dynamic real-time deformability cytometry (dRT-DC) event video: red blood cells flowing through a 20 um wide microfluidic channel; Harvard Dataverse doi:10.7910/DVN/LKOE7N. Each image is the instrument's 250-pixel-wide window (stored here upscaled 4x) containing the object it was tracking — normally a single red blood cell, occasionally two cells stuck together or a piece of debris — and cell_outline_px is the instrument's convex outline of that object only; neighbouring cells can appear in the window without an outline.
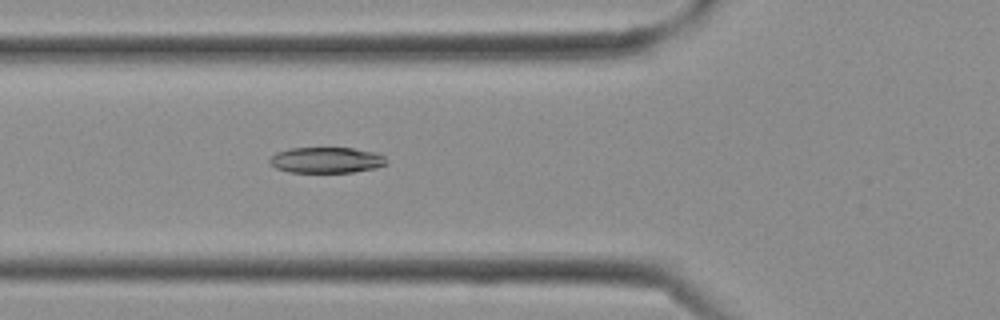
{"species": "Egyptian fruit bat (a non-hibernating species)", "species_latin": "Rousettus aegyptiacus", "temperature_condition": "cold", "stored_images_in_passage": 11, "camera_frame_rate_fps": 3000, "um_per_image_px": 0.085, "frame": {"image": 1, "passage_image": 11, "time_ms": 3.333, "image_size_px": [1000, 320], "cell_outline_px": [[388, 164], [376, 168], [352, 172], [288, 172], [276, 168], [268, 160], [276, 152], [288, 148], [352, 148], [376, 152], [384, 156]], "centroid_in_image_um": [27.76, 13.6], "position_along_channel_um": 98.0, "area_um2": 17.63}}